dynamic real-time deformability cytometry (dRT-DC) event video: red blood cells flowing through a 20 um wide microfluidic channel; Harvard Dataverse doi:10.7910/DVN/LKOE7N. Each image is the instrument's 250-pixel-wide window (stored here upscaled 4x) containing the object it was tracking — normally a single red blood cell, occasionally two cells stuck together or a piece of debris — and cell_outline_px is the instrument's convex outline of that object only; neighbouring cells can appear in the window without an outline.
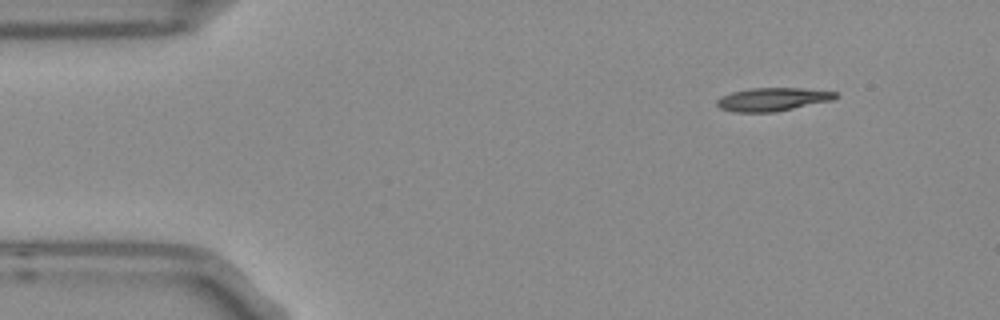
{"species": "Egyptian fruit bat (a non-hibernating species)", "species_latin": "Rousettus aegyptiacus", "temperature_condition": "room temperature", "stored_images_in_passage": 5, "camera_frame_rate_fps": 3000, "um_per_image_px": 0.085, "frame": {"image": 1, "passage_image": 1, "time_ms": 0.0, "image_size_px": [1000, 320], "cell_outline_px": [[840, 96], [832, 100], [776, 112], [732, 112], [720, 108], [716, 104], [716, 100], [720, 96], [732, 92], [748, 88], [804, 88], [836, 92]], "centroid_in_image_um": [65.65, 8.44], "position_along_channel_um": 19.3, "area_um2": 16.24}}
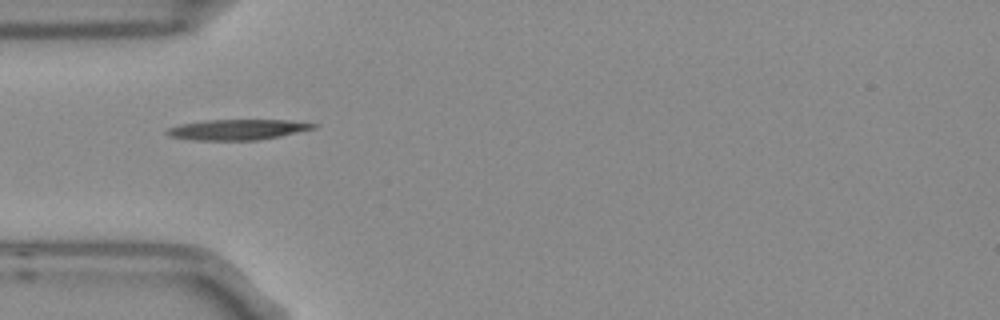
{"frame": {"image": 2, "passage_image": 4, "time_ms": 1.0, "image_size_px": [1000, 320], "cell_outline_px": [[320, 124], [316, 128], [280, 136], [260, 140], [196, 140], [168, 136], [164, 132], [168, 128], [180, 124], [204, 120], [288, 120]], "centroid_in_image_um": [20.19, 11.01], "position_along_channel_um": 64.8, "area_um2": 17.57}}
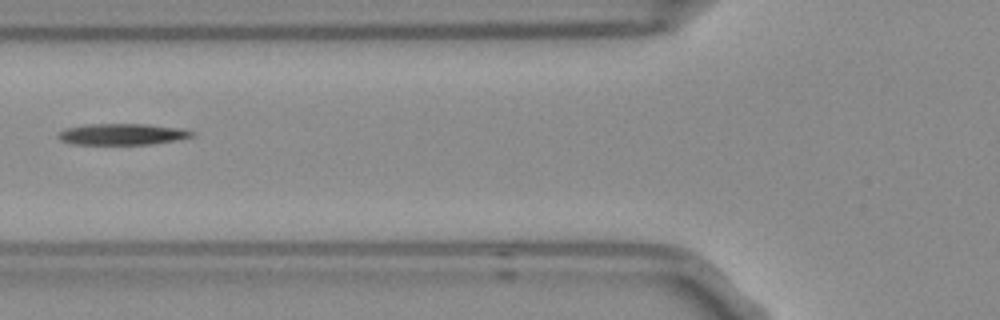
{"frame": {"image": 3, "passage_image": 5, "time_ms": 1.333, "image_size_px": [1000, 320], "cell_outline_px": [[196, 132], [192, 136], [176, 140], [152, 144], [72, 144], [60, 140], [56, 136], [56, 132], [64, 128], [84, 124], [148, 124], [184, 128]], "centroid_in_image_um": [10.35, 11.4], "position_along_channel_um": 115.4, "area_um2": 16.88}}